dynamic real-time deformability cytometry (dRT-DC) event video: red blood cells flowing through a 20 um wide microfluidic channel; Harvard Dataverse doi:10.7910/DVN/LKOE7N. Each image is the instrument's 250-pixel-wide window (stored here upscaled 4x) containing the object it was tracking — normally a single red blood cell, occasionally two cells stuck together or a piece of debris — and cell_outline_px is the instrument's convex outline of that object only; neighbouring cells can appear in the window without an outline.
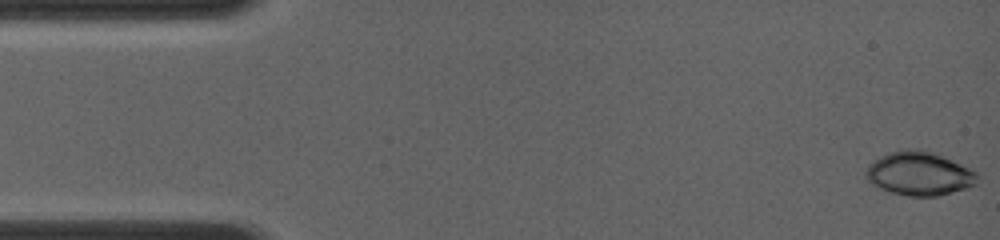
{"species": "common noctule bat (a hibernating species)", "species_latin": "Nyctalus noctula", "temperature_condition": "room temperature", "stored_images_in_passage": 27, "camera_frame_rate_fps": 4000, "um_per_image_px": 0.085, "animal": {"sex": "female", "body_mass_g": 19.0, "forearm_length_mm": 56.7}, "frame": {"image": 1, "passage_image": 1, "time_ms": 0.0, "image_size_px": [1000, 240], "cell_outline_px": [[980, 176], [976, 184], [968, 188], [936, 196], [908, 196], [892, 192], [880, 188], [872, 184], [864, 176], [864, 172], [868, 164], [880, 156], [888, 152], [904, 148], [916, 148], [932, 152], [952, 160], [976, 172]], "centroid_in_image_um": [78.11, 14.74], "position_along_channel_um": 6.9, "area_um2": 28.55}}
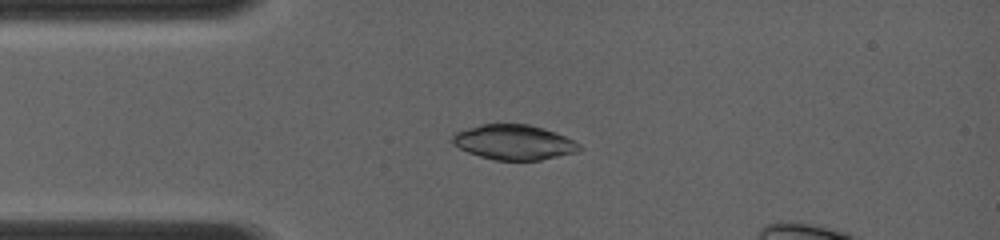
{"frame": {"image": 2, "passage_image": 20, "time_ms": 3.25, "image_size_px": [1000, 240], "cell_outline_px": [[584, 148], [576, 152], [540, 160], [496, 160], [480, 156], [468, 152], [452, 144], [452, 136], [456, 132], [480, 124], [528, 124], [544, 128], [556, 132], [580, 144]], "centroid_in_image_um": [43.69, 12.09], "position_along_channel_um": 41.3, "area_um2": 25.78}}